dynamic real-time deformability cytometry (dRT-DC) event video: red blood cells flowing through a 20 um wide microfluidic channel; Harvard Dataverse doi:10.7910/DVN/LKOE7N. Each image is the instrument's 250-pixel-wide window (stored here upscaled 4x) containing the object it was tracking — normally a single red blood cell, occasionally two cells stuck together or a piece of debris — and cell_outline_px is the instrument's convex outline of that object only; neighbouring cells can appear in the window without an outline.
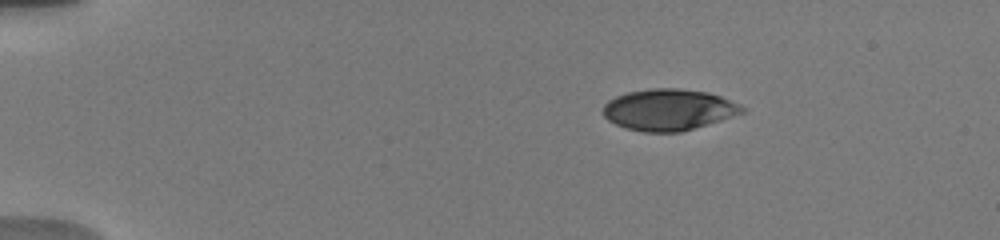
{"species": "human", "species_latin": "Homo sapiens", "temperature_condition": "warm", "stored_images_in_passage": 11, "camera_frame_rate_fps": 3000, "um_per_image_px": 0.085, "donor": {"sex": "male"}, "frame": {"image": 1, "passage_image": 5, "time_ms": 2.333, "image_size_px": [1000, 240], "cell_outline_px": [[744, 112], [720, 120], [680, 132], [644, 132], [624, 128], [608, 120], [604, 116], [604, 104], [608, 100], [616, 96], [628, 92], [652, 88], [676, 88], [708, 92], [720, 96], [740, 104], [744, 108]], "centroid_in_image_um": [56.81, 9.32], "position_along_channel_um": 28.2, "area_um2": 33.29}}